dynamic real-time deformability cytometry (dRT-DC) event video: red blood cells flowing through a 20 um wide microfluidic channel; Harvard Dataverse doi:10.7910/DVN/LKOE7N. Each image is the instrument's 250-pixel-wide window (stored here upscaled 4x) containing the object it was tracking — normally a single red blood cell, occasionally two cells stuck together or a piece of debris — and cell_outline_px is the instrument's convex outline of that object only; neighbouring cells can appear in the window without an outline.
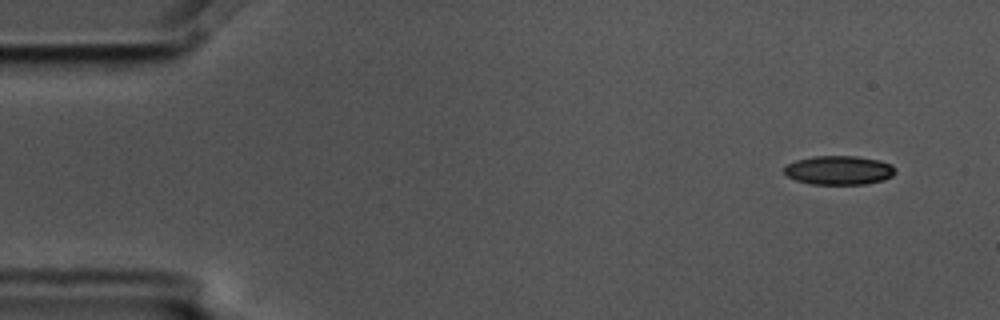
{"species": "common noctule bat (a hibernating species)", "species_latin": "Nyctalus noctula", "temperature_condition": "cold", "stored_images_in_passage": 5, "camera_frame_rate_fps": 3000, "um_per_image_px": 0.085, "animal": {"sex": "male", "body_mass_g": 17.5, "forearm_length_mm": 52.3}, "frame": {"image": 1, "passage_image": 1, "time_ms": 0.0, "image_size_px": [1000, 320], "cell_outline_px": [[896, 172], [892, 176], [884, 180], [864, 184], [812, 184], [796, 180], [788, 176], [784, 172], [784, 168], [788, 164], [796, 160], [812, 156], [856, 156], [880, 160], [892, 164], [896, 168]], "centroid_in_image_um": [71.35, 14.46], "position_along_channel_um": 13.7, "area_um2": 18.84}}
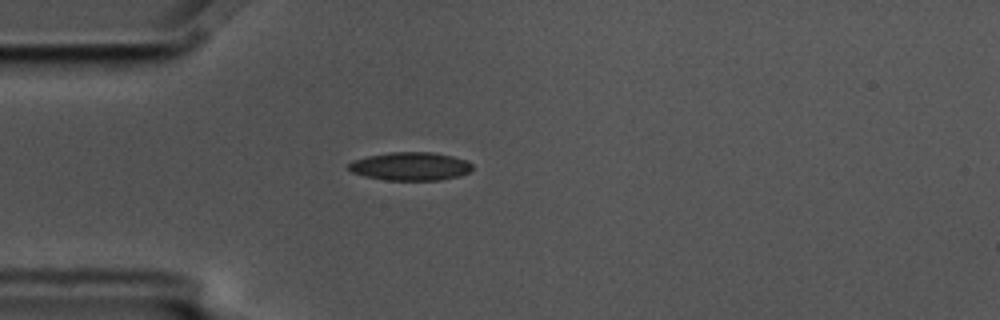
{"frame": {"image": 2, "passage_image": 4, "time_ms": 1.0, "image_size_px": [1000, 320], "cell_outline_px": [[472, 168], [468, 172], [460, 176], [440, 180], [384, 180], [364, 176], [352, 172], [348, 168], [348, 164], [352, 160], [368, 156], [392, 152], [432, 152], [452, 156], [468, 160], [472, 164]], "centroid_in_image_um": [34.89, 14.14], "position_along_channel_um": 50.1, "area_um2": 20.46}}